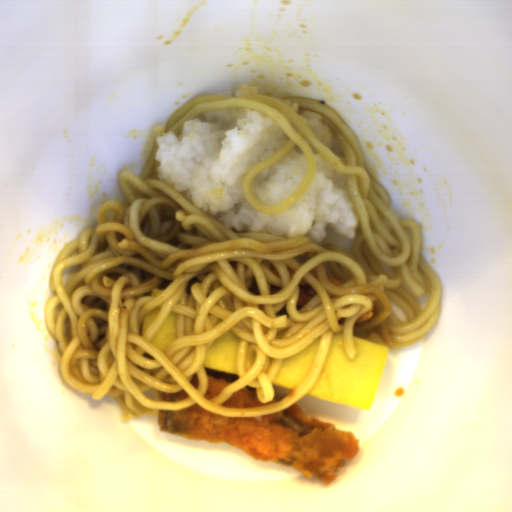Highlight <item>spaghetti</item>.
<instances>
[{
	"label": "spaghetti",
	"mask_w": 512,
	"mask_h": 512,
	"mask_svg": "<svg viewBox=\"0 0 512 512\" xmlns=\"http://www.w3.org/2000/svg\"><path fill=\"white\" fill-rule=\"evenodd\" d=\"M319 115L338 138L345 164L288 106L257 95H205L175 110L165 132L182 135L199 112L245 107L267 114L289 138L276 153L251 167L241 184L244 199L263 213L283 212L313 183V148L341 176L358 224L351 249L263 231L233 232L158 178V144L139 176L125 170L119 184L124 201L108 200L87 228L56 257L49 274L54 294L46 300L45 323L63 354L65 383L102 400L114 397L119 420L157 415L195 404L226 417L266 415L304 397L323 371L333 332L355 358L354 332L370 330L390 350L419 343L436 325L441 310L440 278L421 254L422 236L413 220L391 210V195L370 173L358 137L326 102L283 98ZM304 155V178L282 203L261 206L252 191L256 172L283 158L293 146ZM322 262L335 278L329 282ZM305 278L317 295L299 310L298 284ZM165 289L150 296L153 289ZM429 293L422 310L418 297ZM375 309L371 320L353 326ZM390 299L408 316L403 323ZM161 309L143 335L144 317ZM176 312L177 338L163 353L150 344L169 312ZM241 341L239 378L211 400L202 365L211 343L227 330ZM321 338L315 363L298 388L284 398L254 408H220L243 387L257 389L261 402L274 397L271 384L284 359ZM199 375L198 388L190 380ZM184 390L185 400H160Z\"/></svg>",
	"instance_id": "1"
}]
</instances>
